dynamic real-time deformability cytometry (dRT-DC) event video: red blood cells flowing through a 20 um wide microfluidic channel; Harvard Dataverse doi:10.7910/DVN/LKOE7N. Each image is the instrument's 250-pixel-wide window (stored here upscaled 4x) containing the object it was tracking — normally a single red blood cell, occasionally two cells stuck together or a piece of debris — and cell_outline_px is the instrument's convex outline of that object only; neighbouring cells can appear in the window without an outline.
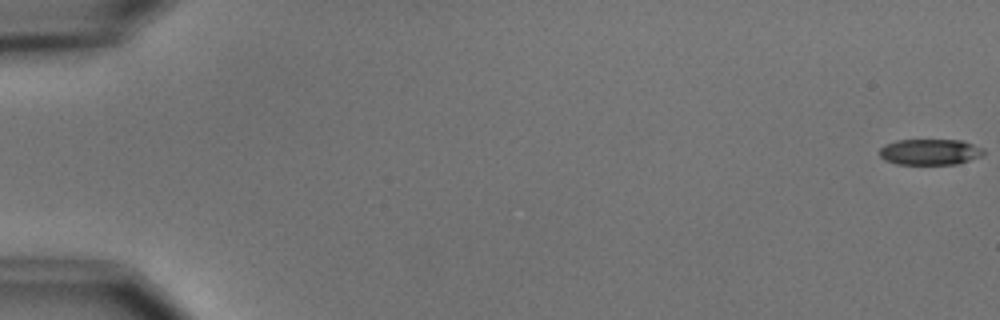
{"species": "common noctule bat (a hibernating species)", "species_latin": "Nyctalus noctula", "temperature_condition": "cold", "stored_images_in_passage": 5, "camera_frame_rate_fps": 3000, "um_per_image_px": 0.085, "animal": {"sex": "male", "body_mass_g": 15.6}, "frame": {"image": 1, "passage_image": 1, "time_ms": 0.0, "image_size_px": [1000, 320], "cell_outline_px": [[984, 152], [980, 156], [956, 164], [896, 164], [884, 160], [880, 156], [880, 148], [884, 144], [896, 140], [960, 140], [984, 148]], "centroid_in_image_um": [79.0, 12.91], "position_along_channel_um": 6.0, "area_um2": 15.66}}
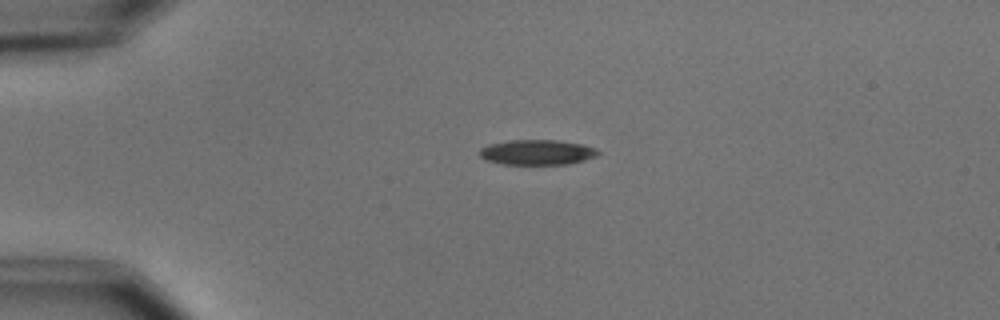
{"frame": {"image": 2, "passage_image": 4, "time_ms": 4.333, "image_size_px": [1000, 320], "cell_outline_px": [[600, 152], [596, 156], [584, 160], [568, 164], [500, 164], [484, 160], [480, 156], [480, 148], [488, 144], [508, 140], [556, 140], [584, 144], [596, 148]], "centroid_in_image_um": [45.63, 12.94], "position_along_channel_um": 39.4, "area_um2": 17.51}}